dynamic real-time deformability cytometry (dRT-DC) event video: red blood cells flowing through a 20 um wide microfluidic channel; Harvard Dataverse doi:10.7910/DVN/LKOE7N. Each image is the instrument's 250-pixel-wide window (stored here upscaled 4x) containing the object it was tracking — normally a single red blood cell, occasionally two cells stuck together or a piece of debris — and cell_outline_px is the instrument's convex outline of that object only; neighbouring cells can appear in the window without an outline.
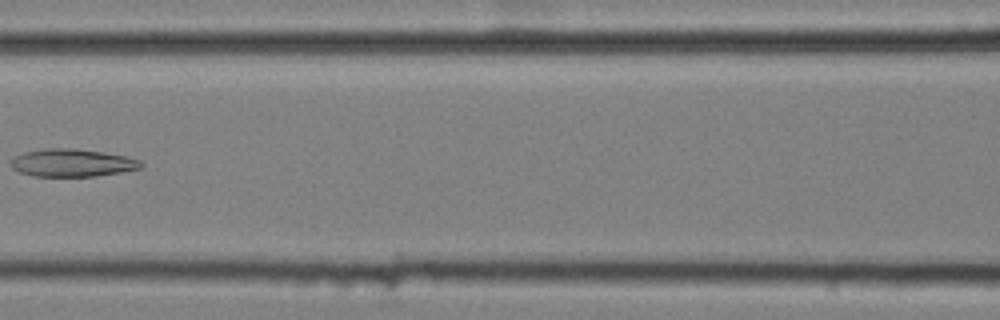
{"species": "common noctule bat (a hibernating species)", "species_latin": "Nyctalus noctula", "temperature_condition": "cold", "stored_images_in_passage": 5, "camera_frame_rate_fps": 3000, "um_per_image_px": 0.085, "animal": {"sex": "female", "body_mass_g": 25.1}, "frame": {"image": 1, "passage_image": 4, "time_ms": 1.0, "image_size_px": [1000, 320], "cell_outline_px": [[144, 164], [140, 168], [120, 172], [96, 176], [32, 176], [20, 172], [12, 168], [12, 160], [16, 156], [24, 152], [44, 148], [76, 148], [104, 152], [128, 156], [140, 160]], "centroid_in_image_um": [6.16, 13.83], "position_along_channel_um": 160.4, "area_um2": 21.04}}
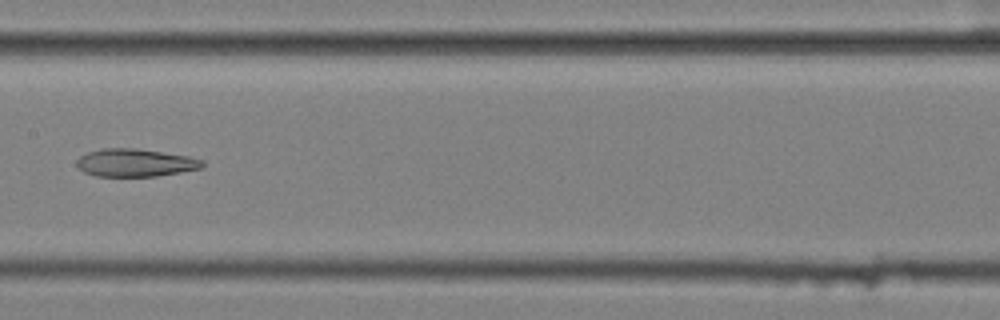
{"frame": {"image": 2, "passage_image": 5, "time_ms": 1.333, "image_size_px": [1000, 320], "cell_outline_px": [[204, 164], [200, 168], [180, 172], [156, 176], [96, 176], [84, 172], [76, 164], [76, 160], [80, 156], [88, 152], [104, 148], [136, 148], [188, 156], [204, 160]], "centroid_in_image_um": [11.48, 13.83], "position_along_channel_um": 195.9, "area_um2": 20.23}}